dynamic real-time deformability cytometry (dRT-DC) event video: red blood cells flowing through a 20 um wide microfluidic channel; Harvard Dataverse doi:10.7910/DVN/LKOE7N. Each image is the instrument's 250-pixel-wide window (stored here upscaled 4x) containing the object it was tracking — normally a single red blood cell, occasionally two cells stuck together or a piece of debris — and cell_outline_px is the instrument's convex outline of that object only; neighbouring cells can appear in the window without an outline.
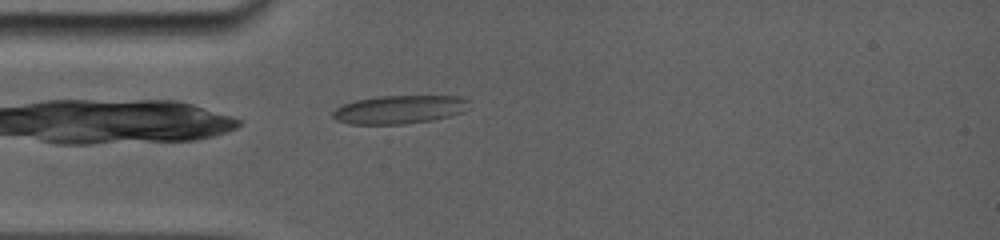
{"species": "common noctule bat (a hibernating species)", "species_latin": "Nyctalus noctula", "temperature_condition": "room temperature", "stored_images_in_passage": 9, "camera_frame_rate_fps": 5000, "um_per_image_px": 0.085, "animal": {"sex": "female", "body_mass_g": 19.0, "forearm_length_mm": 56.7}, "frame": {"image": 1, "passage_image": 2, "time_ms": 0.2, "image_size_px": [1000, 240], "cell_outline_px": [[468, 100], [464, 112], [452, 116], [432, 120], [404, 124], [348, 124], [336, 120], [332, 116], [332, 112], [336, 108], [344, 104], [356, 100], [380, 96], [460, 96]], "centroid_in_image_um": [33.94, 9.31], "position_along_channel_um": 51.1, "area_um2": 22.54}}
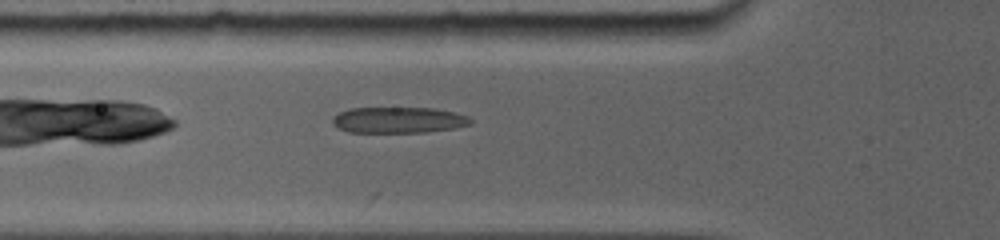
{"frame": {"image": 2, "passage_image": 5, "time_ms": 1.4, "image_size_px": [1000, 240], "cell_outline_px": [[472, 124], [452, 128], [424, 132], [348, 132], [332, 124], [332, 116], [348, 108], [432, 108], [452, 112], [468, 116], [472, 120]], "centroid_in_image_um": [33.83, 10.2], "position_along_channel_um": 92.0, "area_um2": 20.81}}